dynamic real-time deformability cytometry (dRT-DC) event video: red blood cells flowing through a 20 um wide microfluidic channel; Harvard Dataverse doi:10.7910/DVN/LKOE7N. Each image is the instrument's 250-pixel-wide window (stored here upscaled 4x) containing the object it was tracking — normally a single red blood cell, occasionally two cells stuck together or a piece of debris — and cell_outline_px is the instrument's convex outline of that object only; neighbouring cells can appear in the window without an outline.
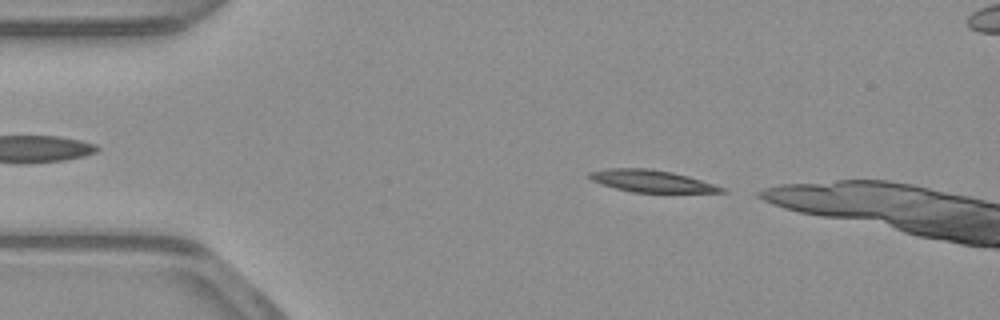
{"species": "common noctule bat (a hibernating species)", "species_latin": "Nyctalus noctula", "temperature_condition": "warm", "stored_images_in_passage": 7, "camera_frame_rate_fps": 3000, "um_per_image_px": 0.085, "animal": {"sex": "male", "body_mass_g": 23.1, "forearm_length_mm": 52.7}, "frame": {"image": 1, "passage_image": 3, "time_ms": 0.667, "image_size_px": [1000, 320], "cell_outline_px": [[728, 192], [632, 192], [616, 188], [592, 180], [588, 176], [588, 172], [608, 168], [648, 168], [672, 172], [688, 176], [724, 188]], "centroid_in_image_um": [55.35, 15.38], "position_along_channel_um": 29.6, "area_um2": 16.65}}